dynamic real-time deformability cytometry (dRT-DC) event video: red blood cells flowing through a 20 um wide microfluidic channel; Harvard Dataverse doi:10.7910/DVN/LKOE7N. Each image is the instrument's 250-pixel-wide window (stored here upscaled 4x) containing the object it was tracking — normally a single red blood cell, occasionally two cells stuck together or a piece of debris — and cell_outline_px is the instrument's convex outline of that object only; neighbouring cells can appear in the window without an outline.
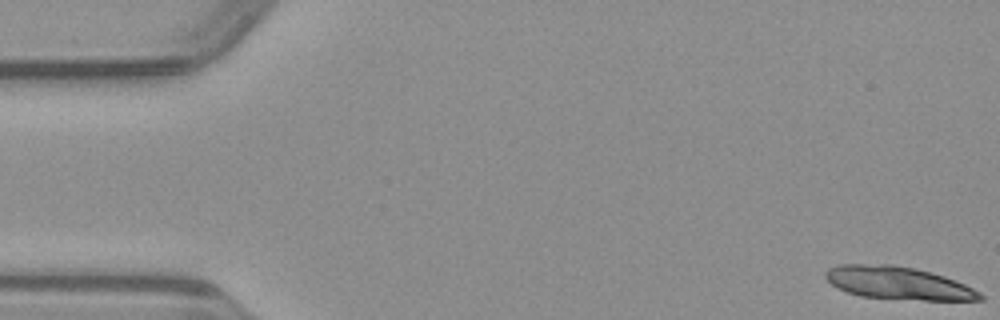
{"species": "common noctule bat (a hibernating species)", "species_latin": "Nyctalus noctula", "temperature_condition": "warm", "stored_images_in_passage": 24, "camera_frame_rate_fps": 3000, "um_per_image_px": 0.085, "animal": {"sex": "male", "body_mass_g": 23.1, "forearm_length_mm": 52.7}, "frame": {"image": 1, "passage_image": 1, "time_ms": 0.0, "image_size_px": [1000, 320], "cell_outline_px": [[984, 300], [924, 300], [860, 296], [836, 288], [824, 276], [824, 272], [828, 268], [840, 264], [892, 264], [916, 268], [944, 276], [956, 280], [980, 292], [984, 296]], "centroid_in_image_um": [76.34, 24.05], "position_along_channel_um": 8.7, "area_um2": 29.54}}
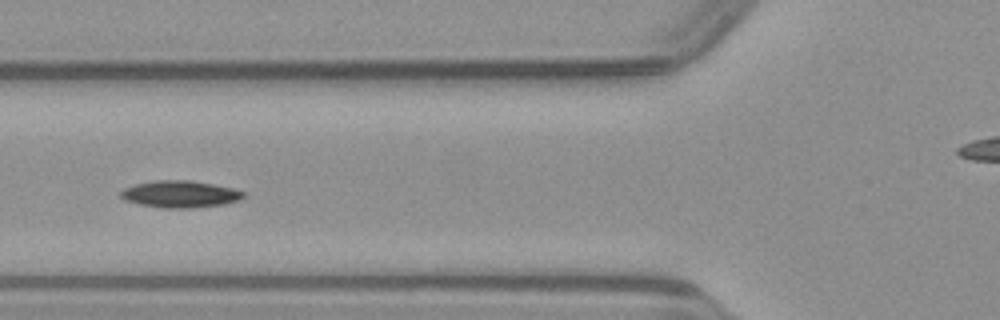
{"frame": {"image": 2, "passage_image": 19, "time_ms": 6.0, "image_size_px": [1000, 320], "cell_outline_px": [[244, 196], [240, 200], [224, 204], [192, 208], [160, 208], [140, 204], [124, 200], [120, 196], [120, 192], [124, 188], [136, 184], [152, 180], [192, 180], [232, 188], [244, 192]], "centroid_in_image_um": [15.29, 16.5], "position_along_channel_um": 110.5, "area_um2": 19.31}}
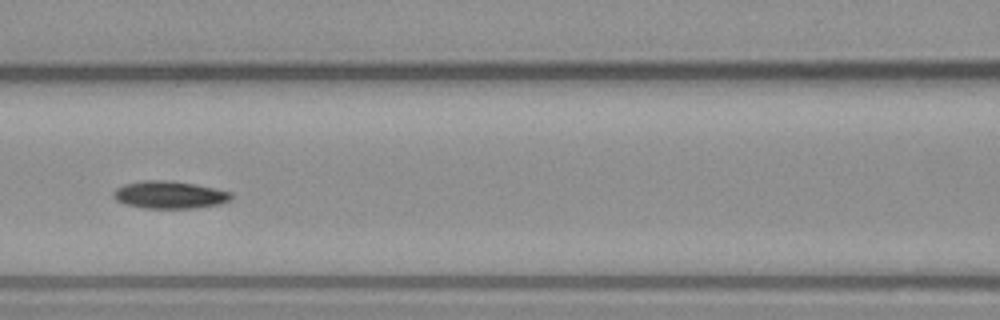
{"frame": {"image": 3, "passage_image": 22, "time_ms": 7.0, "image_size_px": [1000, 320], "cell_outline_px": [[232, 200], [220, 204], [196, 208], [144, 208], [128, 204], [116, 200], [112, 196], [112, 192], [116, 188], [124, 184], [144, 180], [164, 180], [196, 184], [216, 188], [232, 192]], "centroid_in_image_um": [14.44, 16.55], "position_along_channel_um": 152.2, "area_um2": 18.96}}